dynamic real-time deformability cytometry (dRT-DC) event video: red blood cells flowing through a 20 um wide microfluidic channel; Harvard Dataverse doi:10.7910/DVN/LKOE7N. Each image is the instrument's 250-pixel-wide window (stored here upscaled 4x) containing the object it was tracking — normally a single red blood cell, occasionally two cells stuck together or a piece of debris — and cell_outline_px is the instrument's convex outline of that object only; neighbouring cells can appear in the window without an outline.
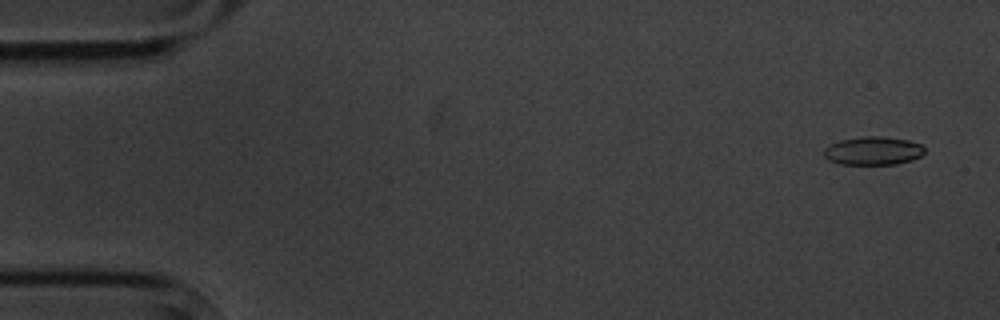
{"species": "common noctule bat (a hibernating species)", "species_latin": "Nyctalus noctula", "temperature_condition": "cold", "stored_images_in_passage": 4, "camera_frame_rate_fps": 3000, "um_per_image_px": 0.085, "animal": {"sex": "male", "body_mass_g": 20.1, "forearm_length_mm": 53.5}, "frame": {"image": 1, "passage_image": 1, "time_ms": 0.0, "image_size_px": [1000, 320], "cell_outline_px": [[924, 152], [920, 156], [912, 160], [896, 164], [840, 164], [828, 160], [824, 156], [824, 148], [840, 140], [864, 136], [884, 136], [908, 140], [920, 144], [924, 148]], "centroid_in_image_um": [74.21, 12.81], "position_along_channel_um": 10.8, "area_um2": 16.59}}